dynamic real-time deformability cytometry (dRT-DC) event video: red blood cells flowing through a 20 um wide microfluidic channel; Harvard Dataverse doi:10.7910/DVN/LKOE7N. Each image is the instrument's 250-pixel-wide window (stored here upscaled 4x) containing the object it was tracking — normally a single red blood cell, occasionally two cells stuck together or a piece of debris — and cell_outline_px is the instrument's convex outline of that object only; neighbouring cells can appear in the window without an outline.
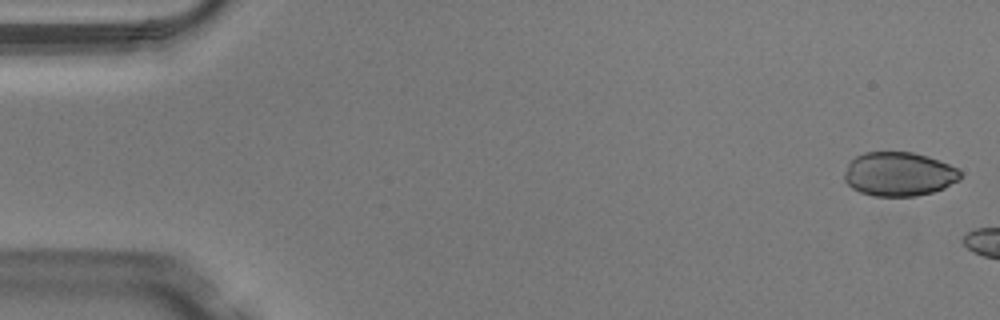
{"species": "Egyptian fruit bat (a non-hibernating species)", "species_latin": "Rousettus aegyptiacus", "temperature_condition": "warm", "stored_images_in_passage": 11, "camera_frame_rate_fps": 3000, "um_per_image_px": 0.085, "animal": {"sex": "male"}, "frame": {"image": 1, "passage_image": 1, "time_ms": 0.0, "image_size_px": [1000, 320], "cell_outline_px": [[960, 180], [944, 188], [932, 192], [916, 196], [872, 196], [860, 192], [852, 188], [844, 180], [844, 172], [848, 164], [856, 156], [864, 152], [912, 152], [928, 156], [948, 164], [956, 168], [960, 172]], "centroid_in_image_um": [76.39, 14.8], "position_along_channel_um": 8.6, "area_um2": 29.77}}